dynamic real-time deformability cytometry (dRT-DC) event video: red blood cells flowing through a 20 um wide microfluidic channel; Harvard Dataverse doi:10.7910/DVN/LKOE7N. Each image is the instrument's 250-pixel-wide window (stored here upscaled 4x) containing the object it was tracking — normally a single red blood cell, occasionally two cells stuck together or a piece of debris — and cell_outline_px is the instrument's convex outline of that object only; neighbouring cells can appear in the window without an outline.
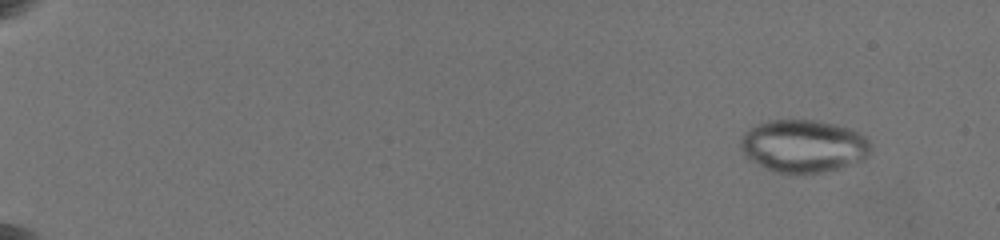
{"species": "common noctule bat (a hibernating species)", "species_latin": "Nyctalus noctula", "temperature_condition": "warm", "stored_images_in_passage": 10, "camera_frame_rate_fps": 3000, "um_per_image_px": 0.085, "animal": {"sex": "female", "body_mass_g": 19.5, "forearm_length_mm": 54.1}, "frame": {"image": 1, "passage_image": 1, "time_ms": 0.0, "image_size_px": [1000, 240], "cell_outline_px": [[872, 144], [868, 156], [864, 160], [828, 172], [776, 172], [748, 160], [744, 156], [740, 148], [740, 140], [744, 132], [756, 124], [768, 120], [816, 120], [848, 128], [864, 136]], "centroid_in_image_um": [68.27, 12.41], "position_along_channel_um": 16.7, "area_um2": 40.0}}